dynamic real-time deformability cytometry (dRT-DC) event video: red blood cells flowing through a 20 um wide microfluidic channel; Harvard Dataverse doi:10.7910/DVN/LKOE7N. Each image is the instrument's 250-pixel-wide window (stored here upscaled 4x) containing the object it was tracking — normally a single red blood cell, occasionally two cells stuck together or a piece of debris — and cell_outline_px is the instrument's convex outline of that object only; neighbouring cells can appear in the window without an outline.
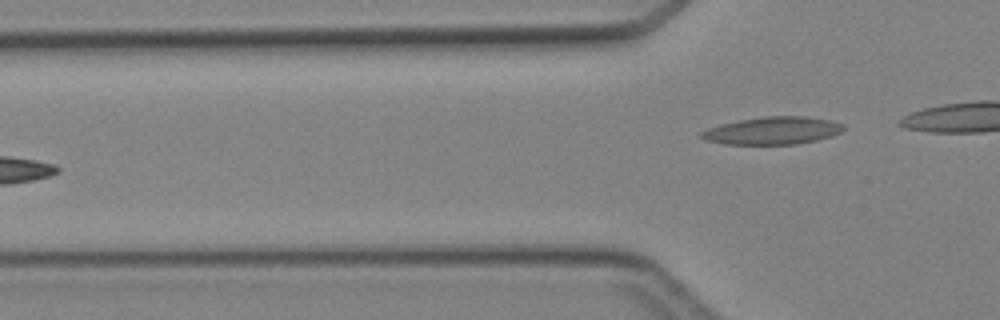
{"species": "Egyptian fruit bat (a non-hibernating species)", "species_latin": "Rousettus aegyptiacus", "temperature_condition": "cold", "stored_images_in_passage": 6, "camera_frame_rate_fps": 3000, "um_per_image_px": 0.085, "animal": {"sex": "female"}, "frame": {"image": 1, "passage_image": 6, "time_ms": 6.0, "image_size_px": [1000, 320], "cell_outline_px": [[844, 128], [840, 132], [832, 136], [816, 140], [796, 144], [724, 144], [708, 140], [700, 136], [700, 132], [708, 128], [720, 124], [740, 120], [764, 116], [804, 116], [832, 120], [844, 124]], "centroid_in_image_um": [65.7, 11.1], "position_along_channel_um": 60.1, "area_um2": 22.77}}